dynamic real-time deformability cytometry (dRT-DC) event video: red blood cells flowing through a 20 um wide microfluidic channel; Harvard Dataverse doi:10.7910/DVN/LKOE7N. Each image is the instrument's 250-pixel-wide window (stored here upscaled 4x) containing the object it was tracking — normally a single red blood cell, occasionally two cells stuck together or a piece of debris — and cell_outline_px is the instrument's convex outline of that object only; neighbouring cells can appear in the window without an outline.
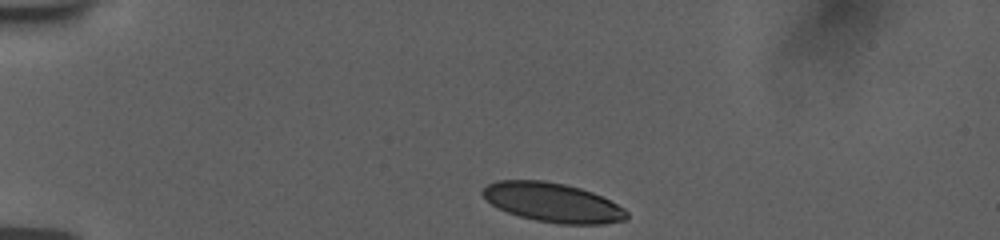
{"species": "human", "species_latin": "Homo sapiens", "temperature_condition": "room temperature", "stored_images_in_passage": 22, "camera_frame_rate_fps": 3000, "um_per_image_px": 0.085, "donor": {"sex": "female"}, "frame": {"image": 1, "passage_image": 1, "time_ms": 0.0, "image_size_px": [1000, 240], "cell_outline_px": [[628, 216], [624, 220], [604, 224], [560, 224], [536, 220], [520, 216], [496, 208], [480, 192], [488, 184], [496, 180], [544, 180], [564, 184], [580, 188], [592, 192], [624, 208], [628, 212]], "centroid_in_image_um": [46.96, 17.21], "position_along_channel_um": 38.0, "area_um2": 32.77}}
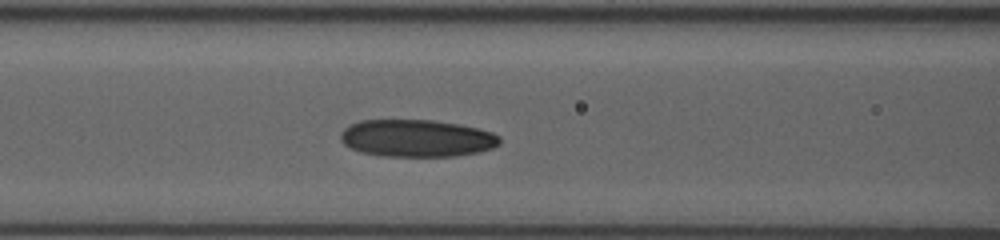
{"frame": {"image": 2, "passage_image": 13, "time_ms": 4.0, "image_size_px": [1000, 240], "cell_outline_px": [[500, 144], [492, 148], [476, 152], [456, 156], [380, 156], [360, 152], [344, 144], [340, 140], [340, 132], [348, 124], [360, 120], [432, 120], [460, 124], [492, 132], [500, 136]], "centroid_in_image_um": [35.39, 11.74], "position_along_channel_um": 131.2, "area_um2": 34.74}}
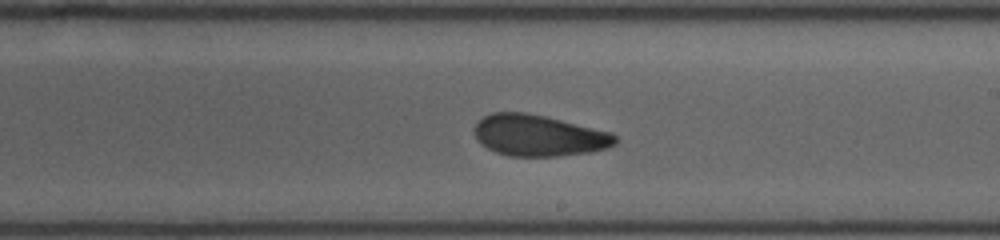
{"frame": {"image": 3, "passage_image": 22, "time_ms": 7.0, "image_size_px": [1000, 240], "cell_outline_px": [[620, 140], [616, 144], [608, 148], [588, 152], [556, 156], [508, 156], [496, 152], [480, 144], [476, 140], [472, 128], [484, 116], [492, 112], [524, 112], [544, 116], [612, 132]], "centroid_in_image_um": [45.78, 11.52], "position_along_channel_um": 243.2, "area_um2": 34.04}}